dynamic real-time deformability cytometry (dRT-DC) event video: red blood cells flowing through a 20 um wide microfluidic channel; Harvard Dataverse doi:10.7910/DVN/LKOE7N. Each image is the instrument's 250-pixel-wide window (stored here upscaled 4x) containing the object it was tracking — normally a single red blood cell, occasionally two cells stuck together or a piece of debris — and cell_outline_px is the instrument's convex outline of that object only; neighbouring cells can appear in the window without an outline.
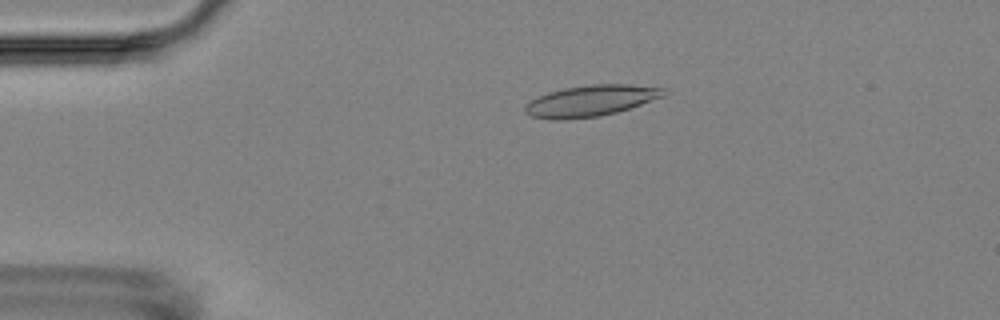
{"species": "Egyptian fruit bat (a non-hibernating species)", "species_latin": "Rousettus aegyptiacus", "temperature_condition": "room temperature", "stored_images_in_passage": 5, "camera_frame_rate_fps": 3000, "um_per_image_px": 0.085, "animal": {"sex": "female"}, "frame": {"image": 1, "passage_image": 3, "time_ms": 3.333, "image_size_px": [1000, 320], "cell_outline_px": [[668, 92], [664, 96], [616, 112], [600, 116], [564, 120], [552, 120], [532, 116], [524, 112], [524, 104], [548, 92], [564, 88], [592, 84], [628, 84], [664, 88]], "centroid_in_image_um": [50.19, 8.57], "position_along_channel_um": 34.8, "area_um2": 25.09}}
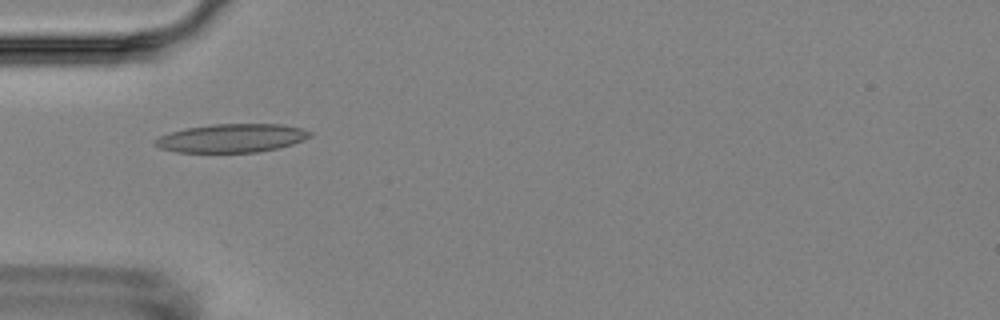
{"frame": {"image": 2, "passage_image": 5, "time_ms": 5.333, "image_size_px": [1000, 320], "cell_outline_px": [[312, 136], [304, 140], [280, 148], [256, 152], [176, 152], [160, 148], [152, 144], [152, 140], [160, 136], [184, 128], [212, 124], [284, 124], [300, 128], [312, 132]], "centroid_in_image_um": [19.69, 11.74], "position_along_channel_um": 65.3, "area_um2": 25.89}}